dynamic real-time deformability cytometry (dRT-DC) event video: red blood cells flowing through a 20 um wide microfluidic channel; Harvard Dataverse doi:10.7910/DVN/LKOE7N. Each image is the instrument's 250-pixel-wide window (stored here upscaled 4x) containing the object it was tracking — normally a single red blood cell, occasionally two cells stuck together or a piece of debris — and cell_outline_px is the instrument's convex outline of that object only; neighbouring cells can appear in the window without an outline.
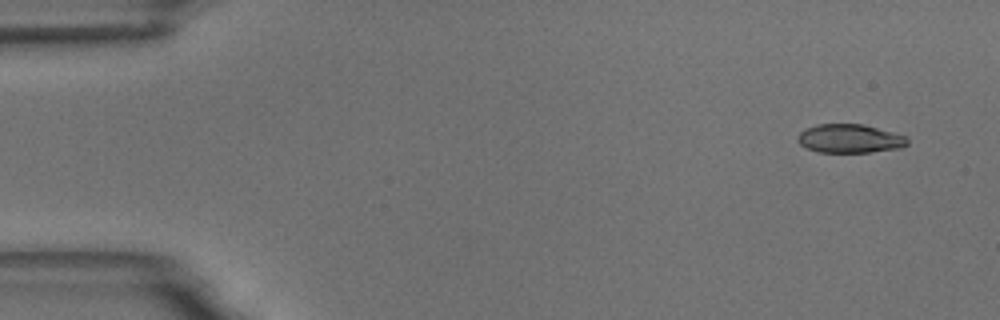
{"species": "common noctule bat (a hibernating species)", "species_latin": "Nyctalus noctula", "temperature_condition": "room temperature", "stored_images_in_passage": 55, "camera_frame_rate_fps": 3000, "um_per_image_px": 0.085, "animal": {"sex": "male", "body_mass_g": 18.8}, "frame": {"image": 1, "passage_image": 1, "time_ms": 0.0, "image_size_px": [1000, 320], "cell_outline_px": [[908, 144], [900, 148], [872, 152], [816, 152], [800, 144], [796, 140], [796, 136], [804, 128], [816, 124], [864, 124], [908, 136]], "centroid_in_image_um": [72.22, 11.77], "position_along_channel_um": 12.8, "area_um2": 18.61}}
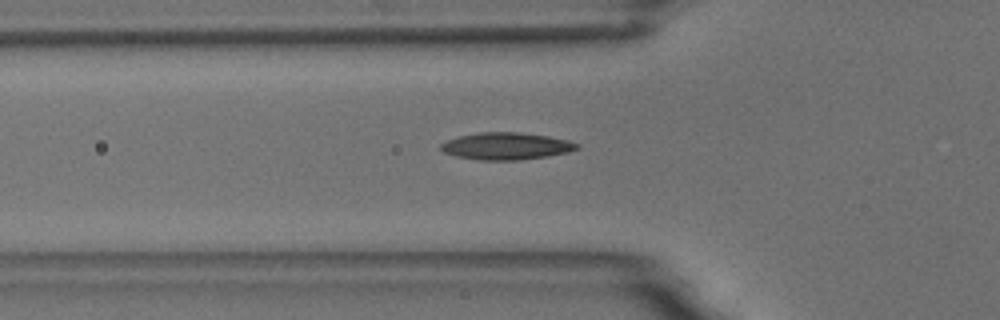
{"frame": {"image": 2, "passage_image": 17, "time_ms": 5.333, "image_size_px": [1000, 320], "cell_outline_px": [[580, 148], [568, 152], [548, 156], [520, 160], [480, 160], [456, 156], [444, 152], [440, 148], [440, 144], [456, 136], [476, 132], [520, 132], [548, 136], [568, 140], [580, 144]], "centroid_in_image_um": [43.03, 12.41], "position_along_channel_um": 82.8, "area_um2": 21.68}}
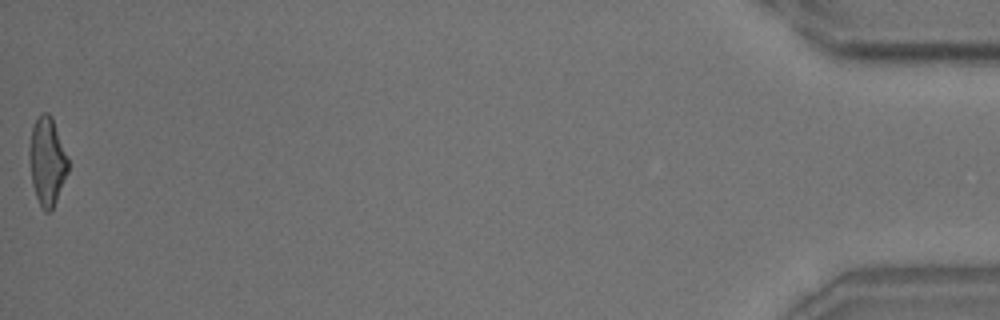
{"frame": {"image": 3, "passage_image": 55, "time_ms": 18.0, "image_size_px": [1000, 320], "cell_outline_px": [[68, 172], [56, 200], [52, 208], [48, 212], [44, 212], [36, 196], [32, 184], [28, 160], [28, 148], [32, 124], [40, 112], [48, 112], [52, 116], [68, 160]], "centroid_in_image_um": [3.97, 13.66], "position_along_channel_um": 431.2, "area_um2": 20.0}, "authors_computed_cell_mechanics": {"area_um2": 20.1144, "velocity_mm_per_s": 3.5101, "shape_relaxation_time_tau1_ms": 5.7771, "shape_relaxation_time_tau2_ms": 1.6514, "deformation_change_tau1": 0.1717, "deformation_change_tau2": 0.0867}}